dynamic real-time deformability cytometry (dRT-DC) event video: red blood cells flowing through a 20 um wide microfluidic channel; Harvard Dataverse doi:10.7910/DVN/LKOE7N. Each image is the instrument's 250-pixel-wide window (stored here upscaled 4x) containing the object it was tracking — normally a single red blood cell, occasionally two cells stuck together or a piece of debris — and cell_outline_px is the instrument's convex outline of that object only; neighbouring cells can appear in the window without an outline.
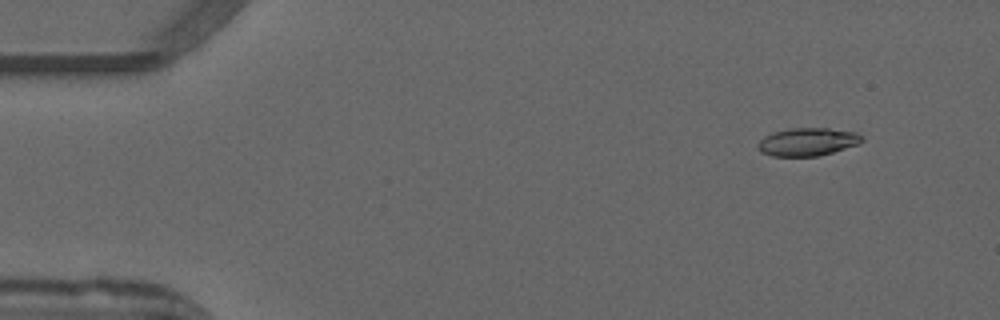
{"species": "common noctule bat (a hibernating species)", "species_latin": "Nyctalus noctula", "temperature_condition": "warm", "stored_images_in_passage": 49, "camera_frame_rate_fps": 3000, "um_per_image_px": 0.085, "animal": {"sex": "male", "forearm_length_mm": 52.5}, "frame": {"image": 1, "passage_image": 1, "time_ms": 0.0, "image_size_px": [1000, 320], "cell_outline_px": [[864, 140], [860, 144], [832, 152], [816, 156], [772, 156], [760, 152], [756, 148], [756, 144], [764, 136], [772, 132], [788, 128], [828, 128], [856, 132], [864, 136]], "centroid_in_image_um": [68.63, 12.05], "position_along_channel_um": 16.4, "area_um2": 17.22}}
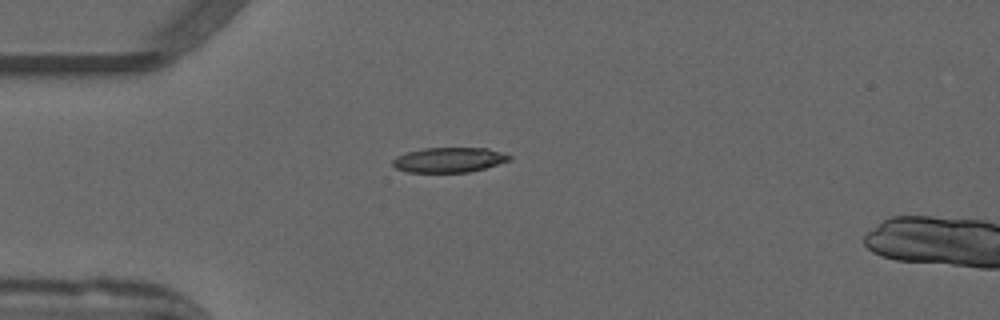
{"frame": {"image": 2, "passage_image": 10, "time_ms": 3.0, "image_size_px": [1000, 320], "cell_outline_px": [[512, 160], [484, 168], [468, 172], [408, 172], [396, 168], [392, 164], [392, 160], [396, 156], [408, 152], [424, 148], [488, 148], [512, 156]], "centroid_in_image_um": [38.17, 13.59], "position_along_channel_um": 46.8, "area_um2": 16.88}}
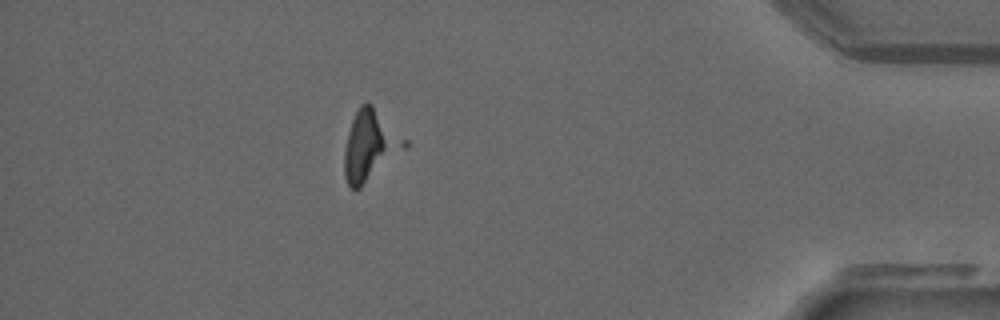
{"frame": {"image": 3, "passage_image": 42, "time_ms": 13.667, "image_size_px": [1000, 320], "cell_outline_px": [[408, 148], [360, 188], [352, 188], [348, 184], [344, 176], [344, 148], [348, 132], [352, 120], [360, 104], [368, 100], [408, 140]], "centroid_in_image_um": [31.48, 12.36], "position_along_channel_um": 403.7, "area_um2": 24.97}}